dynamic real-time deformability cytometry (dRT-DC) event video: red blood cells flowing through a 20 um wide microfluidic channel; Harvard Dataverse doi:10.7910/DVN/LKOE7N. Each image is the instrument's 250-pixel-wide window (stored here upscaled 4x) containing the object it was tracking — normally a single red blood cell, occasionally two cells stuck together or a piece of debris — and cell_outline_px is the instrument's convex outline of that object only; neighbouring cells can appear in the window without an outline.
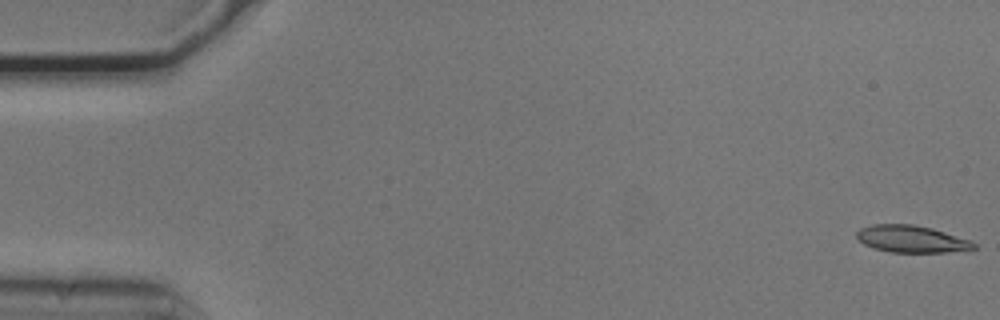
{"species": "common noctule bat (a hibernating species)", "species_latin": "Nyctalus noctula", "temperature_condition": "cold", "stored_images_in_passage": 54, "camera_frame_rate_fps": 3000, "um_per_image_px": 0.085, "animal": {"sex": "male", "body_mass_g": 20.5, "forearm_length_mm": 52.5}, "frame": {"image": 1, "passage_image": 1, "time_ms": 0.0, "image_size_px": [1000, 320], "cell_outline_px": [[976, 248], [972, 252], [892, 252], [872, 248], [864, 244], [856, 236], [856, 232], [860, 228], [872, 224], [912, 224], [932, 228], [972, 240], [976, 244]], "centroid_in_image_um": [77.56, 20.32], "position_along_channel_um": 7.4, "area_um2": 18.84}}
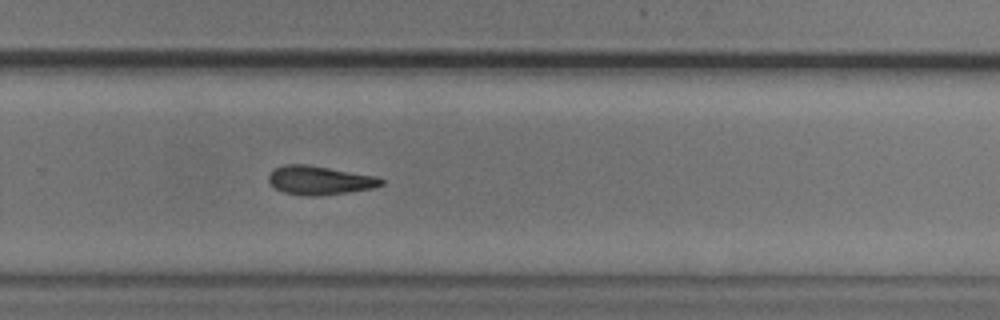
{"frame": {"image": 2, "passage_image": 36, "time_ms": 11.667, "image_size_px": [1000, 320], "cell_outline_px": [[384, 184], [372, 188], [348, 192], [320, 196], [304, 196], [284, 192], [276, 188], [268, 180], [268, 176], [276, 168], [284, 164], [308, 164], [376, 176], [384, 180]], "centroid_in_image_um": [27.18, 15.32], "position_along_channel_um": 302.6, "area_um2": 18.84}}
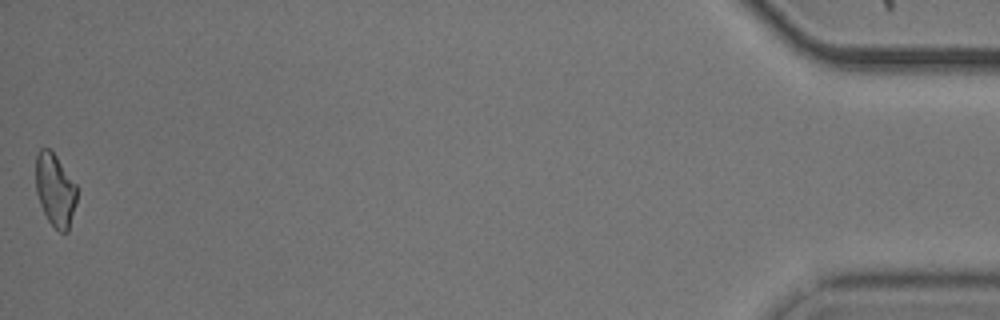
{"frame": {"image": 3, "passage_image": 54, "time_ms": 17.667, "image_size_px": [1000, 320], "cell_outline_px": [[76, 204], [68, 232], [60, 232], [48, 220], [40, 204], [36, 192], [36, 156], [40, 148], [48, 148], [56, 156], [76, 184]], "centroid_in_image_um": [4.68, 16.15], "position_along_channel_um": 430.5, "area_um2": 17.28}, "authors_computed_cell_mechanics": {"area_um2": 18.8428, "velocity_mm_per_s": 3.7355, "shape_relaxation_time_tau1_ms": 5.5298, "shape_relaxation_time_tau2_ms": null, "deformation_change_tau1": 0.1489, "deformation_change_tau2": null}}